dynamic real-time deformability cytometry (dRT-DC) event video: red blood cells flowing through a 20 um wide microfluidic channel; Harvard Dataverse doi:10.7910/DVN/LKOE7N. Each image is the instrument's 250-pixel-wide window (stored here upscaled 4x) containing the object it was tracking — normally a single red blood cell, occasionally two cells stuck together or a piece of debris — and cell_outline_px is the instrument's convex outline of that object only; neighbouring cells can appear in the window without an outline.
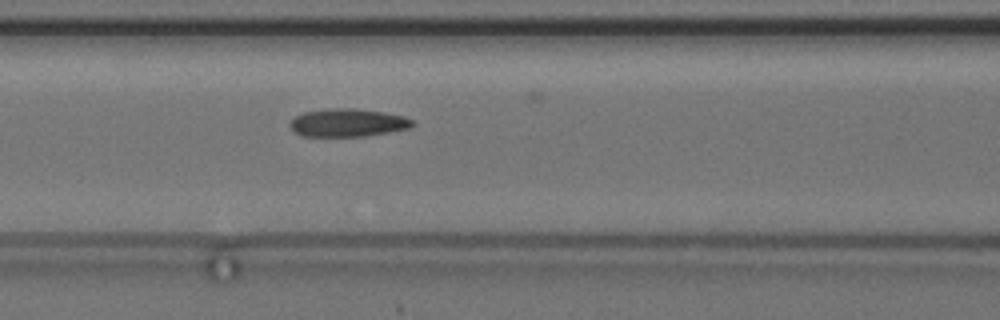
{"species": "common noctule bat (a hibernating species)", "species_latin": "Nyctalus noctula", "temperature_condition": "cold", "stored_images_in_passage": 39, "camera_frame_rate_fps": 3000, "um_per_image_px": 0.085, "animal": {"sex": "female", "body_mass_g": 24.6, "forearm_length_mm": 56.2}, "frame": {"image": 1, "passage_image": 17, "time_ms": 5.333, "image_size_px": [1000, 320], "cell_outline_px": [[416, 124], [408, 128], [388, 132], [364, 136], [300, 136], [288, 124], [296, 116], [304, 112], [328, 108], [356, 108], [384, 112], [404, 116], [412, 120]], "centroid_in_image_um": [29.56, 10.42], "position_along_channel_um": 137.0, "area_um2": 19.94}}
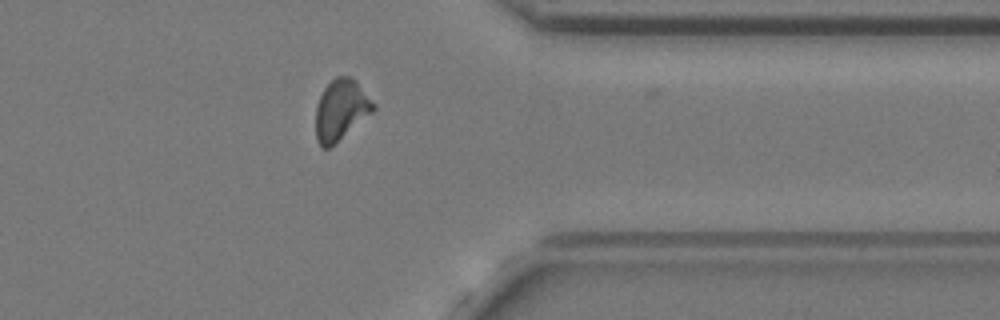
{"frame": {"image": 2, "passage_image": 38, "time_ms": 12.333, "image_size_px": [1000, 320], "cell_outline_px": [[376, 108], [372, 112], [328, 148], [320, 148], [316, 140], [316, 104], [324, 88], [336, 76], [348, 76], [356, 80], [376, 104]], "centroid_in_image_um": [28.97, 9.32], "position_along_channel_um": 382.4, "area_um2": 20.17}, "authors_computed_cell_mechanics": {"area_um2": 19.941, "velocity_mm_per_s": 3.6441, "shape_relaxation_time_tau1_ms": 6.9848, "shape_relaxation_time_tau2_ms": 3.6432, "deformation_change_tau1": 0.1622, "deformation_change_tau2": 0.1239}}